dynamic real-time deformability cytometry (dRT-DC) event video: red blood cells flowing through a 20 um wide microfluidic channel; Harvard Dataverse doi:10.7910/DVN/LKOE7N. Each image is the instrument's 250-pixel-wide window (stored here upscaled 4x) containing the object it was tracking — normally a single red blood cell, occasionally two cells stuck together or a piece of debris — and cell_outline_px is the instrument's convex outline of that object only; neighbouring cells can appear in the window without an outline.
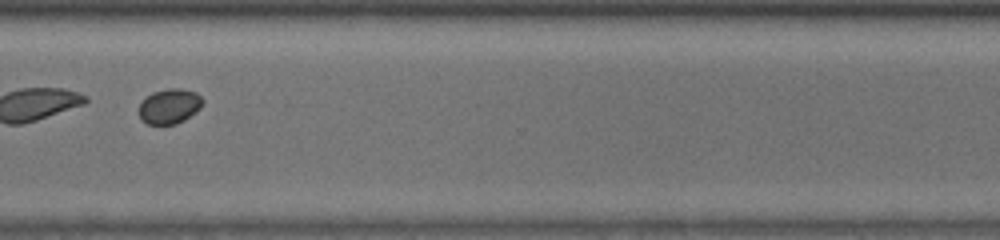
{"species": "common noctule bat (a hibernating species)", "species_latin": "Nyctalus noctula", "temperature_condition": "room temperature", "stored_images_in_passage": 52, "camera_frame_rate_fps": 3000, "um_per_image_px": 0.085, "animal": {"sex": "male", "body_mass_g": 13.0, "forearm_length_mm": 53.1}, "frame": {"image": 1, "passage_image": 43, "time_ms": 14.0, "image_size_px": [1000, 240], "cell_outline_px": [[204, 100], [200, 108], [196, 112], [184, 120], [176, 124], [148, 124], [140, 120], [140, 104], [152, 92], [168, 88], [180, 88], [196, 92]], "centroid_in_image_um": [14.43, 9.03], "position_along_channel_um": 356.2, "area_um2": 12.95}}